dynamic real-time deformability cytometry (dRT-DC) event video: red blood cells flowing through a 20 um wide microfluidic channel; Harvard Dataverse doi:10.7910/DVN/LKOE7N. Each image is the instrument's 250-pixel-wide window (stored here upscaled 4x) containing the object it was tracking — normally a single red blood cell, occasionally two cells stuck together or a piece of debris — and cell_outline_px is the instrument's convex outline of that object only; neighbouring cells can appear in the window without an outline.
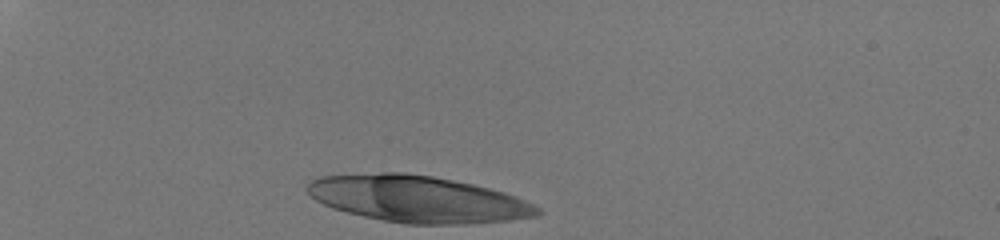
{"species": "human", "species_latin": "Homo sapiens", "temperature_condition": "room temperature", "stored_images_in_passage": 33, "camera_frame_rate_fps": 3000, "um_per_image_px": 0.085, "donor": {"sex": "male"}, "frame": {"image": 1, "passage_image": 1, "time_ms": 0.0, "image_size_px": [1000, 240], "cell_outline_px": [[540, 212], [532, 216], [504, 220], [448, 224], [412, 224], [384, 220], [364, 216], [348, 212], [324, 204], [316, 200], [308, 192], [308, 184], [312, 180], [324, 176], [384, 172], [404, 172], [432, 176], [472, 184], [504, 192], [524, 200], [540, 208]], "centroid_in_image_um": [35.48, 16.9], "position_along_channel_um": 49.5, "area_um2": 61.21}}
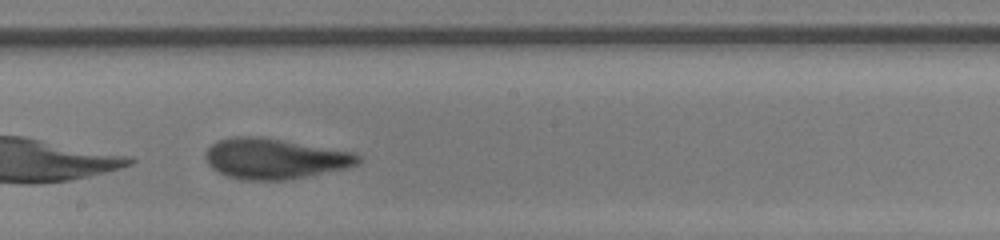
{"frame": {"image": 2, "passage_image": 19, "time_ms": 6.0, "image_size_px": [1000, 240], "cell_outline_px": [[360, 160], [356, 164], [348, 168], [284, 180], [240, 180], [228, 176], [212, 168], [208, 164], [208, 148], [216, 140], [232, 136], [260, 136], [352, 152], [360, 156]], "centroid_in_image_um": [23.33, 13.48], "position_along_channel_um": 224.9, "area_um2": 35.66}}
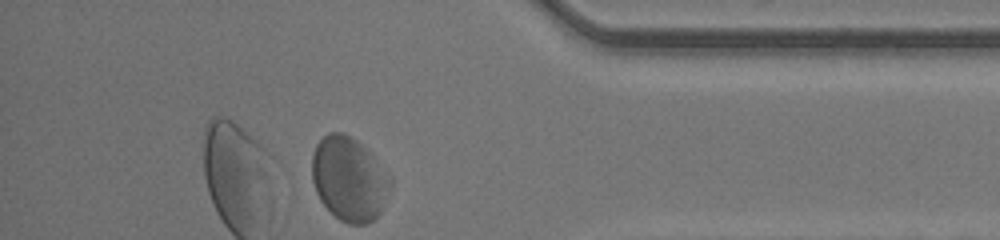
{"frame": {"image": 3, "passage_image": 33, "time_ms": 10.667, "image_size_px": [1000, 240], "cell_outline_px": [[392, 184], [380, 212], [368, 224], [348, 224], [340, 220], [320, 200], [316, 192], [312, 180], [312, 156], [316, 144], [328, 132], [344, 132], [356, 140], [368, 152], [392, 180]], "centroid_in_image_um": [29.64, 15.21], "position_along_channel_um": 405.6, "area_um2": 37.86}, "authors_computed_cell_mechanics": {"area_um2": 36.414, "velocity_mm_per_s": 4.1409, "shape_relaxation_time_tau1_ms": 4.3992, "shape_relaxation_time_tau2_ms": null, "deformation_change_tau1": 0.1668, "deformation_change_tau2": null}}